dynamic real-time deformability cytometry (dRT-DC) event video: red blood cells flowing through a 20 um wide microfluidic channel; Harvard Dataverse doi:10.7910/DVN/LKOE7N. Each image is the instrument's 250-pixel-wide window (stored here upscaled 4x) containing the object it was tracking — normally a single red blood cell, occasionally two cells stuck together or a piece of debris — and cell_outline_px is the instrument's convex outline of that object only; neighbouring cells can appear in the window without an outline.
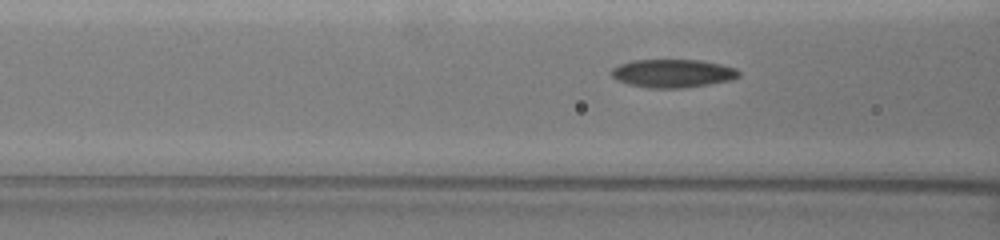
{"species": "common noctule bat (a hibernating species)", "species_latin": "Nyctalus noctula", "temperature_condition": "warm", "stored_images_in_passage": 7, "camera_frame_rate_fps": 3000, "um_per_image_px": 0.085, "animal": {"sex": "female", "body_mass_g": 19.5, "forearm_length_mm": 54.1}, "frame": {"image": 1, "passage_image": 4, "time_ms": 1.0, "image_size_px": [1000, 240], "cell_outline_px": [[740, 76], [732, 80], [684, 88], [648, 88], [628, 84], [616, 80], [612, 76], [612, 68], [620, 64], [632, 60], [700, 60], [720, 64], [736, 68], [740, 72]], "centroid_in_image_um": [57.19, 6.24], "position_along_channel_um": 109.4, "area_um2": 21.04}}